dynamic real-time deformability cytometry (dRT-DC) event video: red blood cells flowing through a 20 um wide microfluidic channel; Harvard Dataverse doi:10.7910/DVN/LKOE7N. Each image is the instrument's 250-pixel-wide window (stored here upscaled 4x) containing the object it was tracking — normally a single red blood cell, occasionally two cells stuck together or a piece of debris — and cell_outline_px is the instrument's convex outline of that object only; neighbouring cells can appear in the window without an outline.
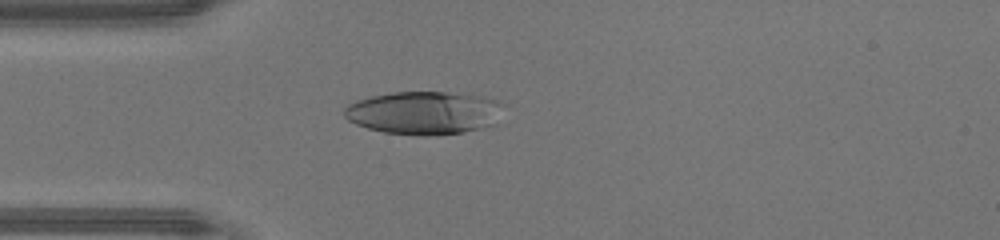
{"species": "human", "species_latin": "Homo sapiens", "temperature_condition": "warm", "stored_images_in_passage": 35, "camera_frame_rate_fps": 3000, "um_per_image_px": 0.085, "donor": {"sex": "male"}, "frame": {"image": 1, "passage_image": 1, "time_ms": 0.0, "image_size_px": [1000, 240], "cell_outline_px": [[504, 104], [496, 124], [464, 132], [436, 136], [424, 136], [384, 132], [368, 128], [356, 124], [348, 120], [344, 116], [344, 108], [348, 104], [356, 100], [372, 96], [392, 92], [472, 92], [500, 100]], "centroid_in_image_um": [36.12, 9.57], "position_along_channel_um": 48.9, "area_um2": 40.81}}
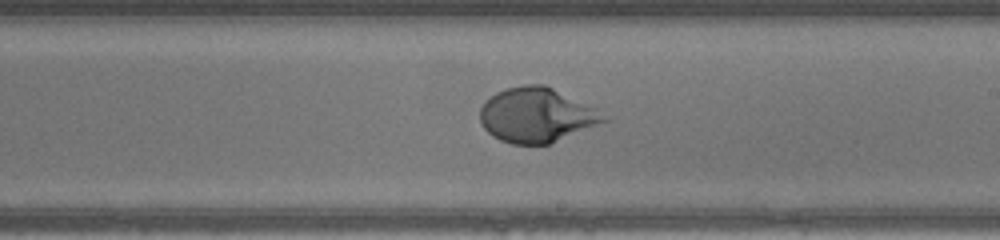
{"frame": {"image": 2, "passage_image": 15, "time_ms": 4.667, "image_size_px": [1000, 240], "cell_outline_px": [[612, 116], [608, 120], [548, 144], [512, 144], [500, 140], [492, 136], [480, 124], [480, 108], [484, 100], [496, 92], [508, 88], [524, 84], [544, 84], [596, 108]], "centroid_in_image_um": [45.6, 9.77], "position_along_channel_um": 243.4, "area_um2": 39.42}}
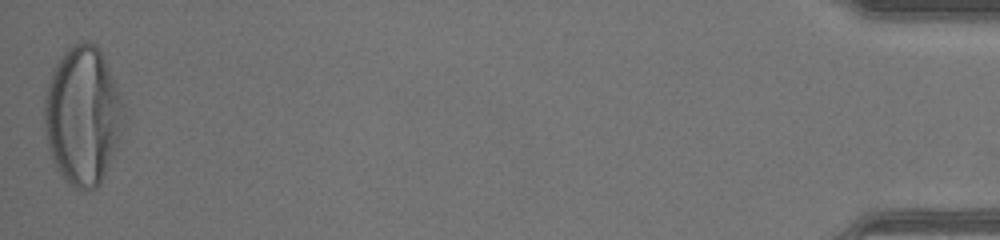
{"frame": {"image": 3, "passage_image": 35, "time_ms": 11.333, "image_size_px": [1000, 240], "cell_outline_px": [[124, 116], [116, 144], [104, 176], [100, 184], [96, 188], [76, 188], [64, 180], [56, 168], [52, 160], [48, 148], [44, 124], [44, 100], [48, 84], [52, 72], [56, 64], [64, 52], [72, 44], [84, 40], [88, 40], [96, 44], [104, 60], [124, 104]], "centroid_in_image_um": [7.0, 9.82], "position_along_channel_um": 428.2, "area_um2": 63.18}, "authors_computed_cell_mechanics": {"area_um2": 40.8068, "velocity_mm_per_s": 4.3492, "shape_relaxation_time_tau1_ms": 2.998, "shape_relaxation_time_tau2_ms": null, "deformation_change_tau1": 0.2422, "deformation_change_tau2": null}}